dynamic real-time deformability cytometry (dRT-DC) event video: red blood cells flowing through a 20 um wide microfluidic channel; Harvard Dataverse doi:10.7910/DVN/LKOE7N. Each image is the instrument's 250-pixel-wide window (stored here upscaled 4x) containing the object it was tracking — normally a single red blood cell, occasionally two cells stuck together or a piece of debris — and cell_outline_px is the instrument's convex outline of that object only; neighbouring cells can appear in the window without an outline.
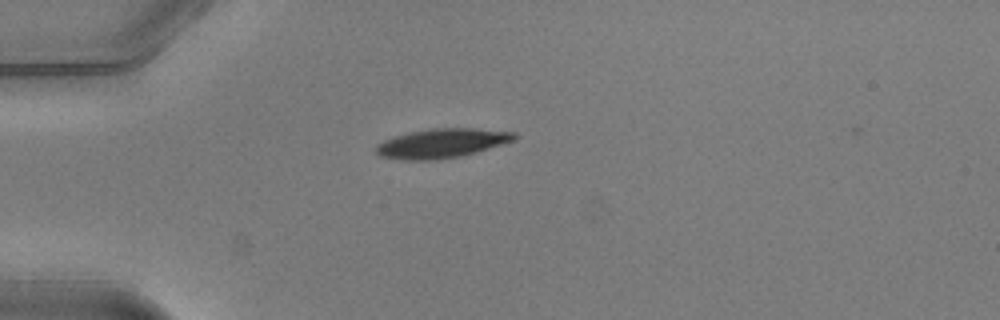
{"species": "common noctule bat (a hibernating species)", "species_latin": "Nyctalus noctula", "temperature_condition": "warm", "stored_images_in_passage": 38, "camera_frame_rate_fps": 3000, "um_per_image_px": 0.085, "animal": {"sex": "male", "body_mass_g": 20.5, "forearm_length_mm": 52.5}, "frame": {"image": 1, "passage_image": 1, "time_ms": 0.0, "image_size_px": [1000, 320], "cell_outline_px": [[520, 136], [512, 140], [500, 144], [460, 156], [432, 160], [404, 160], [380, 156], [376, 152], [376, 144], [392, 136], [432, 128], [472, 128], [516, 132]], "centroid_in_image_um": [37.51, 12.17], "position_along_channel_um": 47.5, "area_um2": 23.29}}
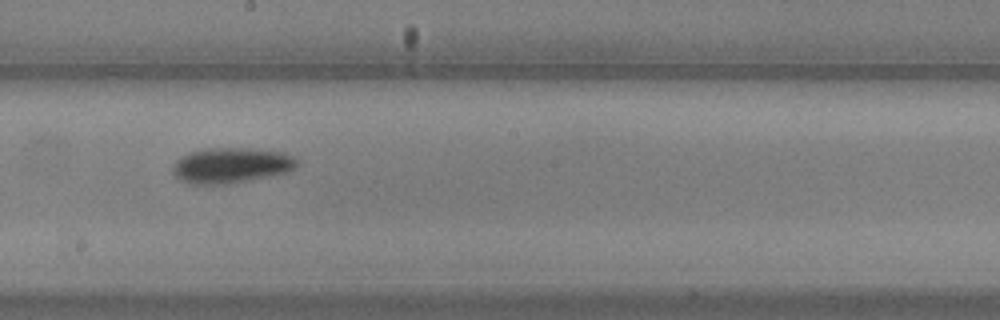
{"frame": {"image": 2, "passage_image": 16, "time_ms": 5.0, "image_size_px": [1000, 320], "cell_outline_px": [[300, 160], [296, 168], [288, 172], [272, 176], [232, 184], [192, 184], [180, 180], [172, 172], [172, 168], [176, 160], [192, 152], [204, 148], [248, 148], [284, 152]], "centroid_in_image_um": [19.7, 14.06], "position_along_channel_um": 228.5, "area_um2": 25.95}}
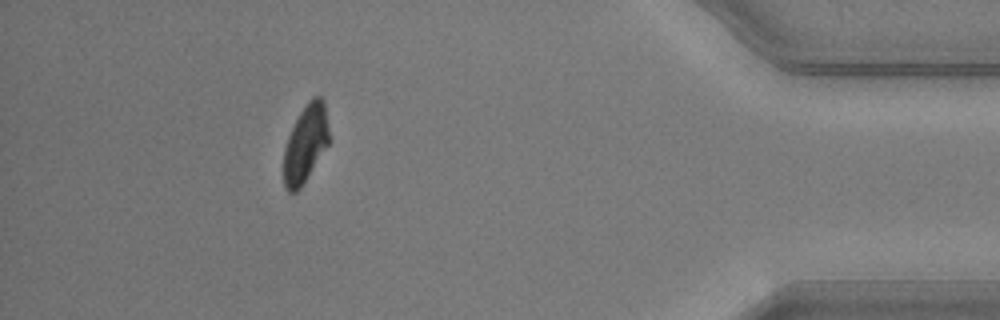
{"frame": {"image": 3, "passage_image": 33, "time_ms": 10.667, "image_size_px": [1000, 320], "cell_outline_px": [[328, 144], [300, 188], [296, 192], [288, 192], [284, 188], [284, 148], [288, 136], [300, 112], [308, 100], [312, 96], [320, 96], [324, 100], [328, 128]], "centroid_in_image_um": [25.95, 12.2], "position_along_channel_um": 409.2, "area_um2": 20.17}, "authors_computed_cell_mechanics": {"area_um2": 23.5824, "velocity_mm_per_s": 4.0255, "shape_relaxation_time_tau1_ms": 3.0969, "shape_relaxation_time_tau2_ms": null, "deformation_change_tau1": 0.1559, "deformation_change_tau2": null}}